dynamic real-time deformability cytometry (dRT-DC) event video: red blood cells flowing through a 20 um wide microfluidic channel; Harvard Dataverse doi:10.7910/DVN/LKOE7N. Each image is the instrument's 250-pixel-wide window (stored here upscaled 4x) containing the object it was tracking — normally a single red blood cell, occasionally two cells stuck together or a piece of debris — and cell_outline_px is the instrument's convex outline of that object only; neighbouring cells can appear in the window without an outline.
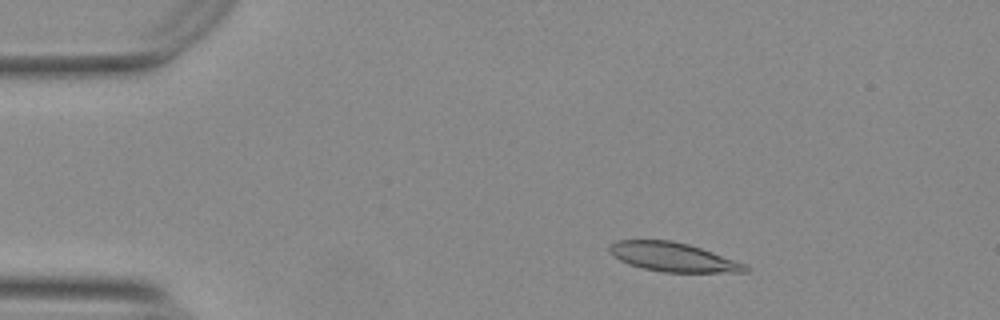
{"species": "Egyptian fruit bat (a non-hibernating species)", "species_latin": "Rousettus aegyptiacus", "temperature_condition": "warm", "stored_images_in_passage": 52, "camera_frame_rate_fps": 3000, "um_per_image_px": 0.085, "animal": {"sex": "female"}, "frame": {"image": 1, "passage_image": 7, "time_ms": 2.0, "image_size_px": [1000, 320], "cell_outline_px": [[748, 272], [664, 272], [644, 268], [628, 264], [612, 256], [608, 252], [608, 248], [616, 240], [672, 240], [688, 244], [748, 264]], "centroid_in_image_um": [57.2, 21.85], "position_along_channel_um": 27.8, "area_um2": 22.95}}
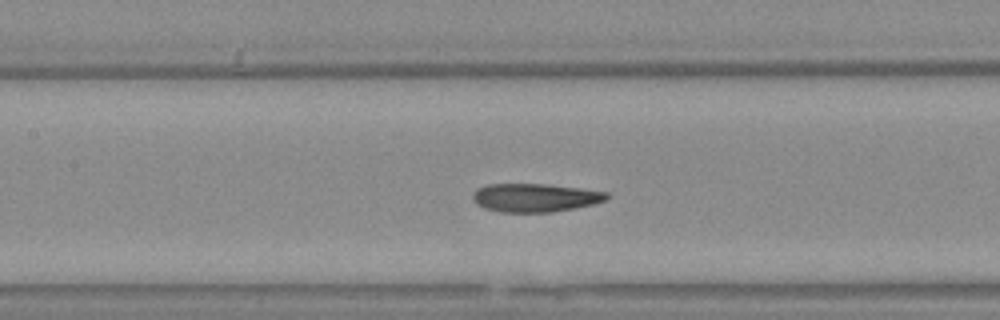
{"frame": {"image": 2, "passage_image": 23, "time_ms": 7.333, "image_size_px": [1000, 320], "cell_outline_px": [[612, 196], [608, 200], [592, 204], [552, 212], [500, 212], [484, 208], [476, 204], [472, 200], [472, 192], [476, 188], [488, 184], [544, 184], [580, 188], [608, 192]], "centroid_in_image_um": [45.46, 16.8], "position_along_channel_um": 161.9, "area_um2": 22.37}}
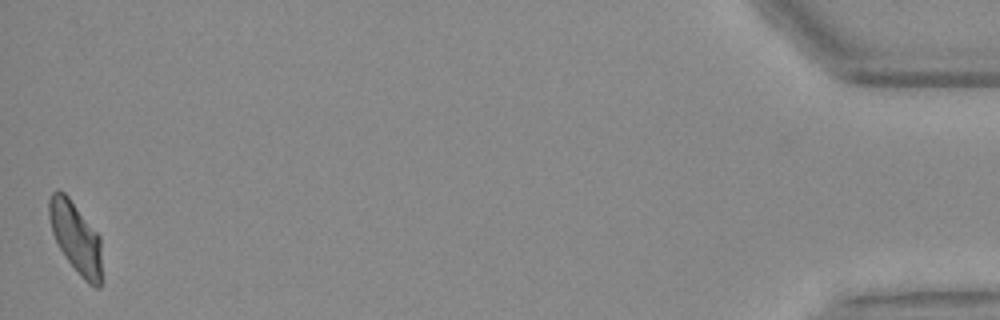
{"frame": {"image": 3, "passage_image": 52, "time_ms": 17.0, "image_size_px": [1000, 320], "cell_outline_px": [[100, 288], [96, 288], [88, 284], [80, 276], [68, 260], [60, 248], [52, 232], [48, 216], [48, 200], [52, 192], [56, 188], [64, 192], [68, 196], [100, 236]], "centroid_in_image_um": [6.41, 20.15], "position_along_channel_um": 428.8, "area_um2": 21.62}, "authors_computed_cell_mechanics": {"area_um2": 22.542, "velocity_mm_per_s": 3.7424, "shape_relaxation_time_tau1_ms": null, "shape_relaxation_time_tau2_ms": 1.8598, "deformation_change_tau1": null, "deformation_change_tau2": 0.072}}